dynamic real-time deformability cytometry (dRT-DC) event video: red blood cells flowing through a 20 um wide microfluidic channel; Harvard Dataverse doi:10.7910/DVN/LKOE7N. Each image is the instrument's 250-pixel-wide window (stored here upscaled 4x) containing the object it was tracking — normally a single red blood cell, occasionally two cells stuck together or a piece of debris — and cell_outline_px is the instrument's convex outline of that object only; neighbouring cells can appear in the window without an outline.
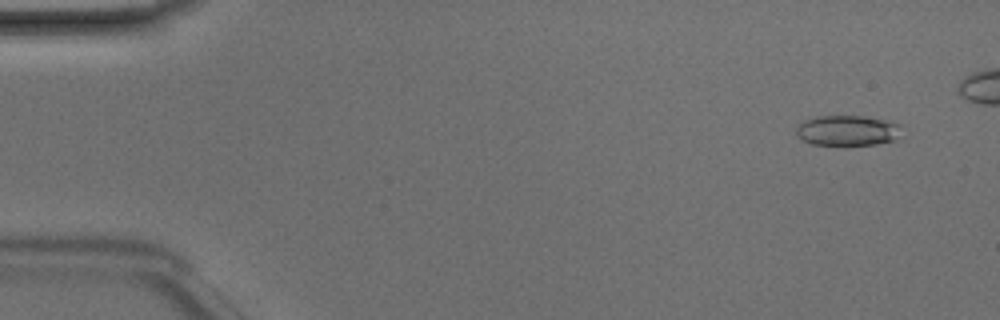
{"species": "Egyptian fruit bat (a non-hibernating species)", "species_latin": "Rousettus aegyptiacus", "temperature_condition": "room temperature", "stored_images_in_passage": 42, "camera_frame_rate_fps": 3000, "um_per_image_px": 0.085, "animal": {"sex": "male"}, "frame": {"image": 1, "passage_image": 3, "time_ms": 0.667, "image_size_px": [1000, 320], "cell_outline_px": [[904, 124], [896, 140], [876, 144], [812, 144], [796, 136], [796, 128], [804, 120], [816, 116], [864, 116]], "centroid_in_image_um": [72.07, 11.08], "position_along_channel_um": 12.9, "area_um2": 18.61}}
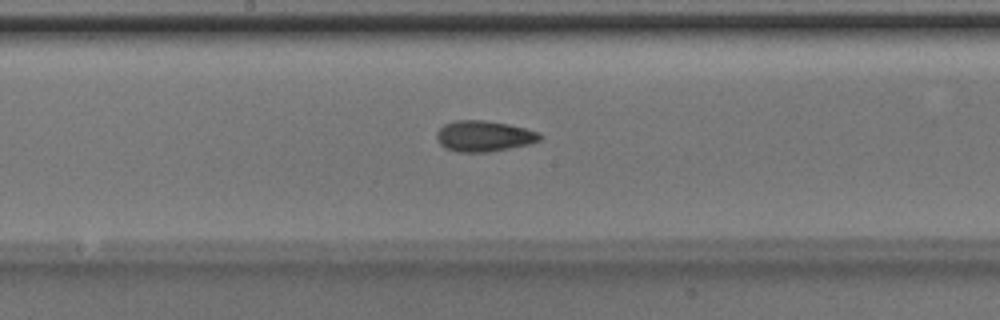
{"frame": {"image": 2, "passage_image": 25, "time_ms": 8.0, "image_size_px": [1000, 320], "cell_outline_px": [[544, 136], [540, 140], [528, 144], [488, 152], [456, 152], [444, 148], [436, 140], [436, 132], [444, 124], [456, 120], [484, 120], [508, 124], [540, 132]], "centroid_in_image_um": [41.11, 11.57], "position_along_channel_um": 207.1, "area_um2": 18.67}}
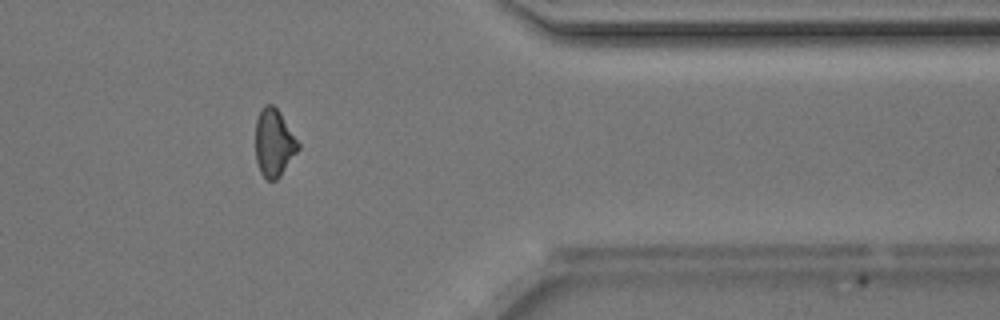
{"frame": {"image": 3, "passage_image": 39, "time_ms": 12.667, "image_size_px": [1000, 320], "cell_outline_px": [[300, 148], [280, 176], [276, 180], [268, 180], [260, 172], [256, 160], [256, 120], [264, 104], [272, 104], [280, 112], [300, 144]], "centroid_in_image_um": [23.29, 12.14], "position_along_channel_um": 388.1, "area_um2": 16.7}}